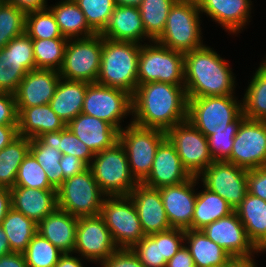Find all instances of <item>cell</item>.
<instances>
[{
	"label": "cell",
	"instance_id": "6da1fadb",
	"mask_svg": "<svg viewBox=\"0 0 266 267\" xmlns=\"http://www.w3.org/2000/svg\"><path fill=\"white\" fill-rule=\"evenodd\" d=\"M188 99L184 85L148 82L138 85L132 96V123L167 132L187 120Z\"/></svg>",
	"mask_w": 266,
	"mask_h": 267
},
{
	"label": "cell",
	"instance_id": "7a4b0ae2",
	"mask_svg": "<svg viewBox=\"0 0 266 267\" xmlns=\"http://www.w3.org/2000/svg\"><path fill=\"white\" fill-rule=\"evenodd\" d=\"M235 79L228 61L209 46L184 54V87L187 98L234 95Z\"/></svg>",
	"mask_w": 266,
	"mask_h": 267
},
{
	"label": "cell",
	"instance_id": "3957f363",
	"mask_svg": "<svg viewBox=\"0 0 266 267\" xmlns=\"http://www.w3.org/2000/svg\"><path fill=\"white\" fill-rule=\"evenodd\" d=\"M141 44L103 38L97 84L123 90L133 96L138 87Z\"/></svg>",
	"mask_w": 266,
	"mask_h": 267
},
{
	"label": "cell",
	"instance_id": "277c9868",
	"mask_svg": "<svg viewBox=\"0 0 266 267\" xmlns=\"http://www.w3.org/2000/svg\"><path fill=\"white\" fill-rule=\"evenodd\" d=\"M187 99V119L206 137L221 131H238L246 118L242 102L234 95Z\"/></svg>",
	"mask_w": 266,
	"mask_h": 267
},
{
	"label": "cell",
	"instance_id": "5b68a950",
	"mask_svg": "<svg viewBox=\"0 0 266 267\" xmlns=\"http://www.w3.org/2000/svg\"><path fill=\"white\" fill-rule=\"evenodd\" d=\"M200 15L197 0H177L168 14L164 31L155 41L184 54L205 46Z\"/></svg>",
	"mask_w": 266,
	"mask_h": 267
},
{
	"label": "cell",
	"instance_id": "8992f818",
	"mask_svg": "<svg viewBox=\"0 0 266 267\" xmlns=\"http://www.w3.org/2000/svg\"><path fill=\"white\" fill-rule=\"evenodd\" d=\"M89 168L106 196L129 195L138 184L131 174L127 154L120 141L95 154Z\"/></svg>",
	"mask_w": 266,
	"mask_h": 267
},
{
	"label": "cell",
	"instance_id": "52a82bcc",
	"mask_svg": "<svg viewBox=\"0 0 266 267\" xmlns=\"http://www.w3.org/2000/svg\"><path fill=\"white\" fill-rule=\"evenodd\" d=\"M141 44L138 60V85L164 82L184 85V53L159 44Z\"/></svg>",
	"mask_w": 266,
	"mask_h": 267
},
{
	"label": "cell",
	"instance_id": "ba28073f",
	"mask_svg": "<svg viewBox=\"0 0 266 267\" xmlns=\"http://www.w3.org/2000/svg\"><path fill=\"white\" fill-rule=\"evenodd\" d=\"M105 196L88 167L57 189V208L76 218L93 217L100 215Z\"/></svg>",
	"mask_w": 266,
	"mask_h": 267
},
{
	"label": "cell",
	"instance_id": "9c48e42d",
	"mask_svg": "<svg viewBox=\"0 0 266 267\" xmlns=\"http://www.w3.org/2000/svg\"><path fill=\"white\" fill-rule=\"evenodd\" d=\"M100 216L117 248L132 249L145 236L129 195L105 196Z\"/></svg>",
	"mask_w": 266,
	"mask_h": 267
},
{
	"label": "cell",
	"instance_id": "30bf717a",
	"mask_svg": "<svg viewBox=\"0 0 266 267\" xmlns=\"http://www.w3.org/2000/svg\"><path fill=\"white\" fill-rule=\"evenodd\" d=\"M103 37L68 39L59 75L70 81L96 83L100 70Z\"/></svg>",
	"mask_w": 266,
	"mask_h": 267
},
{
	"label": "cell",
	"instance_id": "8fae6325",
	"mask_svg": "<svg viewBox=\"0 0 266 267\" xmlns=\"http://www.w3.org/2000/svg\"><path fill=\"white\" fill-rule=\"evenodd\" d=\"M165 138L166 132L143 128L132 121L119 132V141L126 151L131 174L138 183L150 174L156 150Z\"/></svg>",
	"mask_w": 266,
	"mask_h": 267
},
{
	"label": "cell",
	"instance_id": "7c38bea8",
	"mask_svg": "<svg viewBox=\"0 0 266 267\" xmlns=\"http://www.w3.org/2000/svg\"><path fill=\"white\" fill-rule=\"evenodd\" d=\"M166 137L174 145L183 167L191 176L198 177L214 162L207 137L188 119L170 128Z\"/></svg>",
	"mask_w": 266,
	"mask_h": 267
},
{
	"label": "cell",
	"instance_id": "4fadbf2b",
	"mask_svg": "<svg viewBox=\"0 0 266 267\" xmlns=\"http://www.w3.org/2000/svg\"><path fill=\"white\" fill-rule=\"evenodd\" d=\"M82 113L104 120L120 132L123 118L132 115V96L120 89L90 83Z\"/></svg>",
	"mask_w": 266,
	"mask_h": 267
},
{
	"label": "cell",
	"instance_id": "5bb4252c",
	"mask_svg": "<svg viewBox=\"0 0 266 267\" xmlns=\"http://www.w3.org/2000/svg\"><path fill=\"white\" fill-rule=\"evenodd\" d=\"M225 162L247 170L266 166V121L245 118L234 137L230 157Z\"/></svg>",
	"mask_w": 266,
	"mask_h": 267
},
{
	"label": "cell",
	"instance_id": "9a60e30c",
	"mask_svg": "<svg viewBox=\"0 0 266 267\" xmlns=\"http://www.w3.org/2000/svg\"><path fill=\"white\" fill-rule=\"evenodd\" d=\"M247 173V169L235 164L214 161L198 179H201L204 187L222 197L235 210L248 192Z\"/></svg>",
	"mask_w": 266,
	"mask_h": 267
},
{
	"label": "cell",
	"instance_id": "2e32d148",
	"mask_svg": "<svg viewBox=\"0 0 266 267\" xmlns=\"http://www.w3.org/2000/svg\"><path fill=\"white\" fill-rule=\"evenodd\" d=\"M116 249L110 230L100 215L78 218L73 254L79 253L78 256L88 262L102 264Z\"/></svg>",
	"mask_w": 266,
	"mask_h": 267
},
{
	"label": "cell",
	"instance_id": "e0dca14e",
	"mask_svg": "<svg viewBox=\"0 0 266 267\" xmlns=\"http://www.w3.org/2000/svg\"><path fill=\"white\" fill-rule=\"evenodd\" d=\"M202 231L231 257H250L255 252L261 253L248 238L245 227L235 210L210 223Z\"/></svg>",
	"mask_w": 266,
	"mask_h": 267
},
{
	"label": "cell",
	"instance_id": "ac0fdd59",
	"mask_svg": "<svg viewBox=\"0 0 266 267\" xmlns=\"http://www.w3.org/2000/svg\"><path fill=\"white\" fill-rule=\"evenodd\" d=\"M198 181V177L192 176L181 184L159 189L171 228L192 230V218L197 199L195 186L199 184Z\"/></svg>",
	"mask_w": 266,
	"mask_h": 267
},
{
	"label": "cell",
	"instance_id": "d6986e66",
	"mask_svg": "<svg viewBox=\"0 0 266 267\" xmlns=\"http://www.w3.org/2000/svg\"><path fill=\"white\" fill-rule=\"evenodd\" d=\"M191 177L183 167L174 145L166 137L158 146L151 172L142 184L160 189L165 186L181 184Z\"/></svg>",
	"mask_w": 266,
	"mask_h": 267
},
{
	"label": "cell",
	"instance_id": "ffe728a7",
	"mask_svg": "<svg viewBox=\"0 0 266 267\" xmlns=\"http://www.w3.org/2000/svg\"><path fill=\"white\" fill-rule=\"evenodd\" d=\"M129 196L135 205L145 236L167 231L171 228L159 189L138 183Z\"/></svg>",
	"mask_w": 266,
	"mask_h": 267
},
{
	"label": "cell",
	"instance_id": "44dd1931",
	"mask_svg": "<svg viewBox=\"0 0 266 267\" xmlns=\"http://www.w3.org/2000/svg\"><path fill=\"white\" fill-rule=\"evenodd\" d=\"M60 78L56 70L36 68L29 71L14 93L17 108L49 104Z\"/></svg>",
	"mask_w": 266,
	"mask_h": 267
},
{
	"label": "cell",
	"instance_id": "7402d4cb",
	"mask_svg": "<svg viewBox=\"0 0 266 267\" xmlns=\"http://www.w3.org/2000/svg\"><path fill=\"white\" fill-rule=\"evenodd\" d=\"M197 2L200 13H206L230 34L240 33L250 22L251 0H197Z\"/></svg>",
	"mask_w": 266,
	"mask_h": 267
},
{
	"label": "cell",
	"instance_id": "603a6c76",
	"mask_svg": "<svg viewBox=\"0 0 266 267\" xmlns=\"http://www.w3.org/2000/svg\"><path fill=\"white\" fill-rule=\"evenodd\" d=\"M88 148L97 154L119 141V131L97 117L79 114L66 125Z\"/></svg>",
	"mask_w": 266,
	"mask_h": 267
},
{
	"label": "cell",
	"instance_id": "cb8c5ba5",
	"mask_svg": "<svg viewBox=\"0 0 266 267\" xmlns=\"http://www.w3.org/2000/svg\"><path fill=\"white\" fill-rule=\"evenodd\" d=\"M10 193L11 207L37 224L57 208L56 189L14 186Z\"/></svg>",
	"mask_w": 266,
	"mask_h": 267
},
{
	"label": "cell",
	"instance_id": "d4e9b609",
	"mask_svg": "<svg viewBox=\"0 0 266 267\" xmlns=\"http://www.w3.org/2000/svg\"><path fill=\"white\" fill-rule=\"evenodd\" d=\"M115 41L139 43L153 41L145 32L138 7L116 5L109 22L100 34Z\"/></svg>",
	"mask_w": 266,
	"mask_h": 267
},
{
	"label": "cell",
	"instance_id": "484cf974",
	"mask_svg": "<svg viewBox=\"0 0 266 267\" xmlns=\"http://www.w3.org/2000/svg\"><path fill=\"white\" fill-rule=\"evenodd\" d=\"M78 218L56 208L37 224V233L49 240L63 254L74 252Z\"/></svg>",
	"mask_w": 266,
	"mask_h": 267
},
{
	"label": "cell",
	"instance_id": "4316f807",
	"mask_svg": "<svg viewBox=\"0 0 266 267\" xmlns=\"http://www.w3.org/2000/svg\"><path fill=\"white\" fill-rule=\"evenodd\" d=\"M17 111L19 136L34 139L45 133L61 131L66 127L65 122L49 104L17 108Z\"/></svg>",
	"mask_w": 266,
	"mask_h": 267
},
{
	"label": "cell",
	"instance_id": "83f0119b",
	"mask_svg": "<svg viewBox=\"0 0 266 267\" xmlns=\"http://www.w3.org/2000/svg\"><path fill=\"white\" fill-rule=\"evenodd\" d=\"M248 238L261 252L266 251V201L247 192L235 209Z\"/></svg>",
	"mask_w": 266,
	"mask_h": 267
},
{
	"label": "cell",
	"instance_id": "f1b7e54d",
	"mask_svg": "<svg viewBox=\"0 0 266 267\" xmlns=\"http://www.w3.org/2000/svg\"><path fill=\"white\" fill-rule=\"evenodd\" d=\"M89 84L60 78L49 105L66 125L82 113L84 97Z\"/></svg>",
	"mask_w": 266,
	"mask_h": 267
},
{
	"label": "cell",
	"instance_id": "f546056e",
	"mask_svg": "<svg viewBox=\"0 0 266 267\" xmlns=\"http://www.w3.org/2000/svg\"><path fill=\"white\" fill-rule=\"evenodd\" d=\"M185 246L190 251L195 267H223L232 258L202 230H185Z\"/></svg>",
	"mask_w": 266,
	"mask_h": 267
},
{
	"label": "cell",
	"instance_id": "4dcf8cb0",
	"mask_svg": "<svg viewBox=\"0 0 266 267\" xmlns=\"http://www.w3.org/2000/svg\"><path fill=\"white\" fill-rule=\"evenodd\" d=\"M52 6L48 8L52 11L63 37L77 39L88 38L96 34L89 27L83 12L74 0H61Z\"/></svg>",
	"mask_w": 266,
	"mask_h": 267
},
{
	"label": "cell",
	"instance_id": "1f68e13d",
	"mask_svg": "<svg viewBox=\"0 0 266 267\" xmlns=\"http://www.w3.org/2000/svg\"><path fill=\"white\" fill-rule=\"evenodd\" d=\"M202 187L204 189L197 192L192 218V230H202L210 223L234 211L226 200L206 187Z\"/></svg>",
	"mask_w": 266,
	"mask_h": 267
},
{
	"label": "cell",
	"instance_id": "d6a6232c",
	"mask_svg": "<svg viewBox=\"0 0 266 267\" xmlns=\"http://www.w3.org/2000/svg\"><path fill=\"white\" fill-rule=\"evenodd\" d=\"M1 226L6 233L12 252L23 253L37 233V223L12 207L2 220Z\"/></svg>",
	"mask_w": 266,
	"mask_h": 267
},
{
	"label": "cell",
	"instance_id": "836d02e7",
	"mask_svg": "<svg viewBox=\"0 0 266 267\" xmlns=\"http://www.w3.org/2000/svg\"><path fill=\"white\" fill-rule=\"evenodd\" d=\"M243 97V115L247 119L266 121V60L253 74Z\"/></svg>",
	"mask_w": 266,
	"mask_h": 267
},
{
	"label": "cell",
	"instance_id": "e575fe53",
	"mask_svg": "<svg viewBox=\"0 0 266 267\" xmlns=\"http://www.w3.org/2000/svg\"><path fill=\"white\" fill-rule=\"evenodd\" d=\"M31 139L18 136L0 150V186L13 188L18 169L30 152Z\"/></svg>",
	"mask_w": 266,
	"mask_h": 267
},
{
	"label": "cell",
	"instance_id": "d590c367",
	"mask_svg": "<svg viewBox=\"0 0 266 267\" xmlns=\"http://www.w3.org/2000/svg\"><path fill=\"white\" fill-rule=\"evenodd\" d=\"M30 153L45 171L49 183L57 190L64 182L60 165L62 153L46 144L40 137L31 139Z\"/></svg>",
	"mask_w": 266,
	"mask_h": 267
},
{
	"label": "cell",
	"instance_id": "8d00e7d4",
	"mask_svg": "<svg viewBox=\"0 0 266 267\" xmlns=\"http://www.w3.org/2000/svg\"><path fill=\"white\" fill-rule=\"evenodd\" d=\"M177 0H142L138 6L146 34L155 41L164 31L168 14Z\"/></svg>",
	"mask_w": 266,
	"mask_h": 267
},
{
	"label": "cell",
	"instance_id": "74e56055",
	"mask_svg": "<svg viewBox=\"0 0 266 267\" xmlns=\"http://www.w3.org/2000/svg\"><path fill=\"white\" fill-rule=\"evenodd\" d=\"M39 137L46 144L60 150L62 155H74L84 161L88 166L91 164L95 155L67 126L61 131L45 133Z\"/></svg>",
	"mask_w": 266,
	"mask_h": 267
},
{
	"label": "cell",
	"instance_id": "f35d334b",
	"mask_svg": "<svg viewBox=\"0 0 266 267\" xmlns=\"http://www.w3.org/2000/svg\"><path fill=\"white\" fill-rule=\"evenodd\" d=\"M68 39H32L35 69L59 71Z\"/></svg>",
	"mask_w": 266,
	"mask_h": 267
},
{
	"label": "cell",
	"instance_id": "ab89813d",
	"mask_svg": "<svg viewBox=\"0 0 266 267\" xmlns=\"http://www.w3.org/2000/svg\"><path fill=\"white\" fill-rule=\"evenodd\" d=\"M25 33L31 39H67L49 8L26 13Z\"/></svg>",
	"mask_w": 266,
	"mask_h": 267
},
{
	"label": "cell",
	"instance_id": "60d3db41",
	"mask_svg": "<svg viewBox=\"0 0 266 267\" xmlns=\"http://www.w3.org/2000/svg\"><path fill=\"white\" fill-rule=\"evenodd\" d=\"M26 13L15 5L0 0V50L13 38L25 32Z\"/></svg>",
	"mask_w": 266,
	"mask_h": 267
},
{
	"label": "cell",
	"instance_id": "b9f144b4",
	"mask_svg": "<svg viewBox=\"0 0 266 267\" xmlns=\"http://www.w3.org/2000/svg\"><path fill=\"white\" fill-rule=\"evenodd\" d=\"M23 254L27 267H54L63 253L49 240L36 233Z\"/></svg>",
	"mask_w": 266,
	"mask_h": 267
},
{
	"label": "cell",
	"instance_id": "7bdbcfd3",
	"mask_svg": "<svg viewBox=\"0 0 266 267\" xmlns=\"http://www.w3.org/2000/svg\"><path fill=\"white\" fill-rule=\"evenodd\" d=\"M83 12L89 27L101 34L107 26L116 4L114 0H74Z\"/></svg>",
	"mask_w": 266,
	"mask_h": 267
},
{
	"label": "cell",
	"instance_id": "ee69618b",
	"mask_svg": "<svg viewBox=\"0 0 266 267\" xmlns=\"http://www.w3.org/2000/svg\"><path fill=\"white\" fill-rule=\"evenodd\" d=\"M15 186L35 189H55L49 183L47 175L41 165L30 152L24 158V161L18 169Z\"/></svg>",
	"mask_w": 266,
	"mask_h": 267
},
{
	"label": "cell",
	"instance_id": "f6af8a7d",
	"mask_svg": "<svg viewBox=\"0 0 266 267\" xmlns=\"http://www.w3.org/2000/svg\"><path fill=\"white\" fill-rule=\"evenodd\" d=\"M27 73L21 62L0 50V92L14 94Z\"/></svg>",
	"mask_w": 266,
	"mask_h": 267
},
{
	"label": "cell",
	"instance_id": "bcb514c9",
	"mask_svg": "<svg viewBox=\"0 0 266 267\" xmlns=\"http://www.w3.org/2000/svg\"><path fill=\"white\" fill-rule=\"evenodd\" d=\"M132 250L144 267H166L167 261L161 258L160 232L144 236Z\"/></svg>",
	"mask_w": 266,
	"mask_h": 267
},
{
	"label": "cell",
	"instance_id": "7dc6e473",
	"mask_svg": "<svg viewBox=\"0 0 266 267\" xmlns=\"http://www.w3.org/2000/svg\"><path fill=\"white\" fill-rule=\"evenodd\" d=\"M13 58L21 62L28 72L35 69L34 50L32 39L24 32L22 35L13 38L3 49Z\"/></svg>",
	"mask_w": 266,
	"mask_h": 267
},
{
	"label": "cell",
	"instance_id": "c3c4849f",
	"mask_svg": "<svg viewBox=\"0 0 266 267\" xmlns=\"http://www.w3.org/2000/svg\"><path fill=\"white\" fill-rule=\"evenodd\" d=\"M237 131H221L207 137L210 155L214 161H226L232 152Z\"/></svg>",
	"mask_w": 266,
	"mask_h": 267
},
{
	"label": "cell",
	"instance_id": "681fc988",
	"mask_svg": "<svg viewBox=\"0 0 266 267\" xmlns=\"http://www.w3.org/2000/svg\"><path fill=\"white\" fill-rule=\"evenodd\" d=\"M184 244L185 230L170 228L160 232L161 258L168 262Z\"/></svg>",
	"mask_w": 266,
	"mask_h": 267
},
{
	"label": "cell",
	"instance_id": "f907efd6",
	"mask_svg": "<svg viewBox=\"0 0 266 267\" xmlns=\"http://www.w3.org/2000/svg\"><path fill=\"white\" fill-rule=\"evenodd\" d=\"M101 267H144L132 249L117 248Z\"/></svg>",
	"mask_w": 266,
	"mask_h": 267
},
{
	"label": "cell",
	"instance_id": "816d5d0a",
	"mask_svg": "<svg viewBox=\"0 0 266 267\" xmlns=\"http://www.w3.org/2000/svg\"><path fill=\"white\" fill-rule=\"evenodd\" d=\"M17 124L18 111L14 94L0 92V125Z\"/></svg>",
	"mask_w": 266,
	"mask_h": 267
},
{
	"label": "cell",
	"instance_id": "f5cc1de1",
	"mask_svg": "<svg viewBox=\"0 0 266 267\" xmlns=\"http://www.w3.org/2000/svg\"><path fill=\"white\" fill-rule=\"evenodd\" d=\"M248 193L266 201V166L248 170Z\"/></svg>",
	"mask_w": 266,
	"mask_h": 267
},
{
	"label": "cell",
	"instance_id": "db71d44e",
	"mask_svg": "<svg viewBox=\"0 0 266 267\" xmlns=\"http://www.w3.org/2000/svg\"><path fill=\"white\" fill-rule=\"evenodd\" d=\"M60 165L65 180L83 172L89 167L84 161H82L78 157L68 154L62 155Z\"/></svg>",
	"mask_w": 266,
	"mask_h": 267
},
{
	"label": "cell",
	"instance_id": "11a10c76",
	"mask_svg": "<svg viewBox=\"0 0 266 267\" xmlns=\"http://www.w3.org/2000/svg\"><path fill=\"white\" fill-rule=\"evenodd\" d=\"M166 267H195L190 251L185 244L167 262Z\"/></svg>",
	"mask_w": 266,
	"mask_h": 267
},
{
	"label": "cell",
	"instance_id": "9f6ffc18",
	"mask_svg": "<svg viewBox=\"0 0 266 267\" xmlns=\"http://www.w3.org/2000/svg\"><path fill=\"white\" fill-rule=\"evenodd\" d=\"M4 1L15 5L17 8L24 11L25 13L48 8L47 0H4Z\"/></svg>",
	"mask_w": 266,
	"mask_h": 267
},
{
	"label": "cell",
	"instance_id": "6f0895ef",
	"mask_svg": "<svg viewBox=\"0 0 266 267\" xmlns=\"http://www.w3.org/2000/svg\"><path fill=\"white\" fill-rule=\"evenodd\" d=\"M0 267H27L23 253L11 252L0 257Z\"/></svg>",
	"mask_w": 266,
	"mask_h": 267
},
{
	"label": "cell",
	"instance_id": "680465c9",
	"mask_svg": "<svg viewBox=\"0 0 266 267\" xmlns=\"http://www.w3.org/2000/svg\"><path fill=\"white\" fill-rule=\"evenodd\" d=\"M17 125H0V150L18 137Z\"/></svg>",
	"mask_w": 266,
	"mask_h": 267
},
{
	"label": "cell",
	"instance_id": "91938a15",
	"mask_svg": "<svg viewBox=\"0 0 266 267\" xmlns=\"http://www.w3.org/2000/svg\"><path fill=\"white\" fill-rule=\"evenodd\" d=\"M10 208H11L10 189L0 186V225Z\"/></svg>",
	"mask_w": 266,
	"mask_h": 267
},
{
	"label": "cell",
	"instance_id": "94428289",
	"mask_svg": "<svg viewBox=\"0 0 266 267\" xmlns=\"http://www.w3.org/2000/svg\"><path fill=\"white\" fill-rule=\"evenodd\" d=\"M82 261L81 257L72 256V253H64L54 267H85Z\"/></svg>",
	"mask_w": 266,
	"mask_h": 267
},
{
	"label": "cell",
	"instance_id": "6125c7cd",
	"mask_svg": "<svg viewBox=\"0 0 266 267\" xmlns=\"http://www.w3.org/2000/svg\"><path fill=\"white\" fill-rule=\"evenodd\" d=\"M254 256L232 257L223 267H257V263L254 262Z\"/></svg>",
	"mask_w": 266,
	"mask_h": 267
},
{
	"label": "cell",
	"instance_id": "be15d7a7",
	"mask_svg": "<svg viewBox=\"0 0 266 267\" xmlns=\"http://www.w3.org/2000/svg\"><path fill=\"white\" fill-rule=\"evenodd\" d=\"M11 248L9 246V241L6 236L5 231L0 225V257L11 253Z\"/></svg>",
	"mask_w": 266,
	"mask_h": 267
},
{
	"label": "cell",
	"instance_id": "e7e4bbea",
	"mask_svg": "<svg viewBox=\"0 0 266 267\" xmlns=\"http://www.w3.org/2000/svg\"><path fill=\"white\" fill-rule=\"evenodd\" d=\"M116 5H123V6H135L138 7L142 0H114Z\"/></svg>",
	"mask_w": 266,
	"mask_h": 267
}]
</instances>
